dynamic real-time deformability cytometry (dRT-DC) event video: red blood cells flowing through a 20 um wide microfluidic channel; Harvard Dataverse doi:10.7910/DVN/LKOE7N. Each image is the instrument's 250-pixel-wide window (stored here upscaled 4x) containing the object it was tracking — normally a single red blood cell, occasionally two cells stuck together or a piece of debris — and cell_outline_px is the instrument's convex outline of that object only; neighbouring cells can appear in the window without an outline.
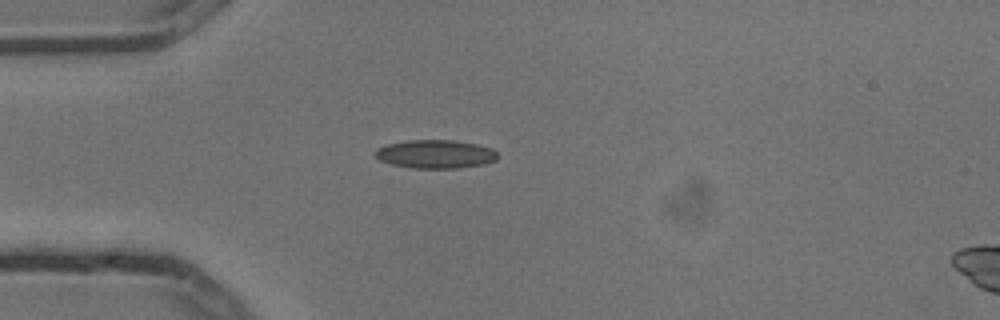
{"species": "common noctule bat (a hibernating species)", "species_latin": "Nyctalus noctula", "temperature_condition": "cold", "stored_images_in_passage": 2, "camera_frame_rate_fps": 3000, "um_per_image_px": 0.085, "animal": {"sex": "male", "body_mass_g": 13.3}, "frame": {"image": 1, "passage_image": 1, "time_ms": 0.0, "image_size_px": [1000, 320], "cell_outline_px": [[496, 160], [484, 164], [456, 168], [412, 168], [392, 164], [380, 160], [376, 156], [376, 152], [380, 148], [388, 144], [408, 140], [452, 140], [476, 144], [492, 148], [496, 152]], "centroid_in_image_um": [37.04, 13.1], "position_along_channel_um": 48.0, "area_um2": 20.0}}